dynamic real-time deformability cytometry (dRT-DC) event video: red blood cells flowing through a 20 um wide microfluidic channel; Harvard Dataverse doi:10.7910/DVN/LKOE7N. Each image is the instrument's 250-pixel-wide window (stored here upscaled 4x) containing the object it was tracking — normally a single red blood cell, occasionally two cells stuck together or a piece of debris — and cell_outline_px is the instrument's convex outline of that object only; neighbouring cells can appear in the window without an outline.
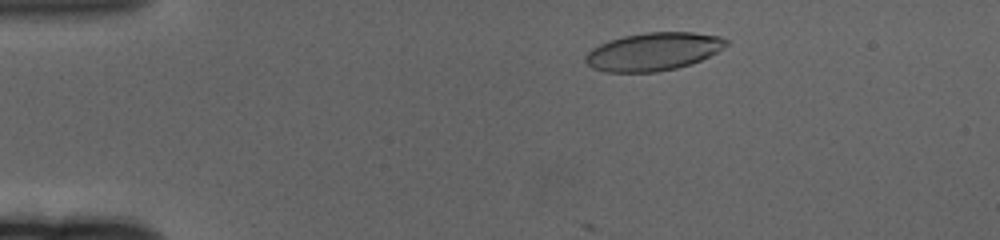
{"species": "human", "species_latin": "Homo sapiens", "temperature_condition": "cold", "stored_images_in_passage": 59, "camera_frame_rate_fps": 3000, "um_per_image_px": 0.085, "donor": {"sex": "female"}, "frame": {"image": 1, "passage_image": 8, "time_ms": 2.333, "image_size_px": [1000, 240], "cell_outline_px": [[728, 44], [716, 52], [692, 64], [676, 68], [656, 72], [604, 72], [592, 68], [584, 60], [584, 56], [592, 48], [608, 40], [624, 36], [648, 32], [692, 32], [720, 36], [728, 40]], "centroid_in_image_um": [55.51, 4.39], "position_along_channel_um": 29.5, "area_um2": 31.15}}
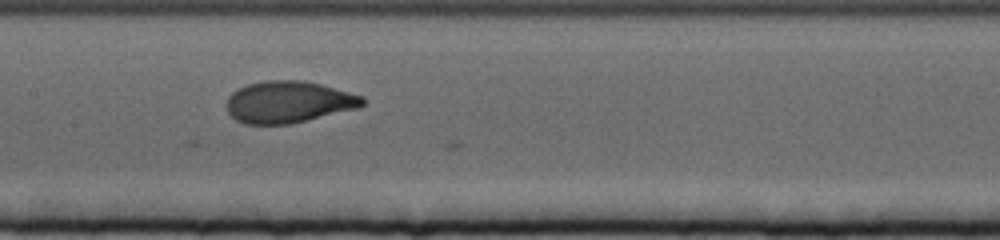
{"frame": {"image": 2, "passage_image": 28, "time_ms": 9.0, "image_size_px": [1000, 240], "cell_outline_px": [[364, 104], [360, 108], [288, 124], [244, 124], [236, 120], [228, 112], [228, 96], [232, 92], [248, 84], [268, 80], [300, 80], [320, 84], [364, 96]], "centroid_in_image_um": [24.55, 8.67], "position_along_channel_um": 182.9, "area_um2": 32.89}}
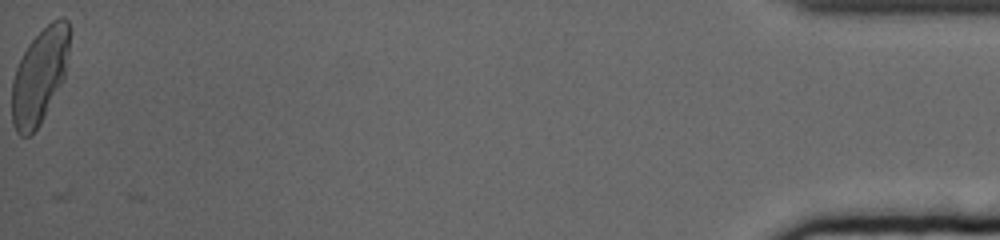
{"frame": {"image": 3, "passage_image": 59, "time_ms": 19.333, "image_size_px": [1000, 240], "cell_outline_px": [[68, 56], [64, 80], [40, 124], [28, 136], [20, 136], [16, 132], [12, 124], [12, 80], [16, 68], [28, 44], [52, 20], [60, 16], [68, 20]], "centroid_in_image_um": [3.36, 6.48], "position_along_channel_um": 431.8, "area_um2": 31.73}, "authors_computed_cell_mechanics": {"area_um2": 32.3102, "velocity_mm_per_s": 3.3061, "shape_relaxation_time_tau1_ms": null, "shape_relaxation_time_tau2_ms": 0.8658, "deformation_change_tau1": null, "deformation_change_tau2": 0.0574}}